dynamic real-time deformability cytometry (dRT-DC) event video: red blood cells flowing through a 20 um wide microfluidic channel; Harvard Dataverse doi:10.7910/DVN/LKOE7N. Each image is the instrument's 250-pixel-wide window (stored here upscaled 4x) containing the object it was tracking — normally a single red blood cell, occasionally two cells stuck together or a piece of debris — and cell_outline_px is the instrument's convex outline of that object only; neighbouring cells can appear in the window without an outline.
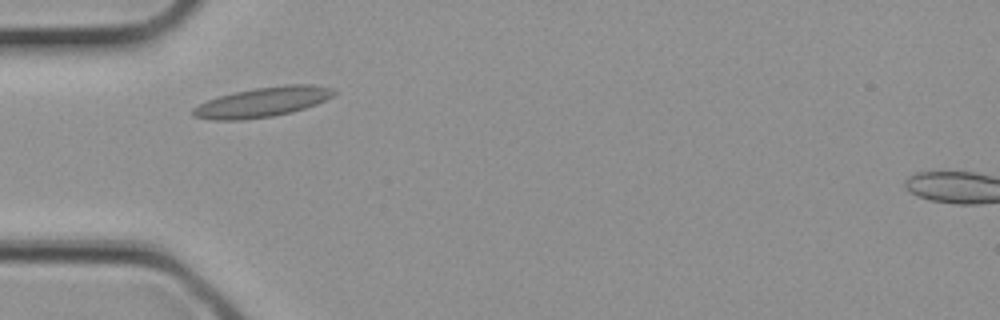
{"species": "common noctule bat (a hibernating species)", "species_latin": "Nyctalus noctula", "temperature_condition": "cold", "stored_images_in_passage": 2, "camera_frame_rate_fps": 3000, "um_per_image_px": 0.085, "animal": {"sex": "female", "body_mass_g": 21.9}, "frame": {"image": 1, "passage_image": 2, "time_ms": 0.333, "image_size_px": [1000, 320], "cell_outline_px": [[336, 92], [332, 96], [316, 104], [292, 112], [272, 116], [244, 120], [208, 120], [192, 116], [192, 108], [208, 100], [220, 96], [236, 92], [256, 88], [288, 84], [312, 84], [332, 88]], "centroid_in_image_um": [22.3, 8.69], "position_along_channel_um": 62.7, "area_um2": 24.33}}